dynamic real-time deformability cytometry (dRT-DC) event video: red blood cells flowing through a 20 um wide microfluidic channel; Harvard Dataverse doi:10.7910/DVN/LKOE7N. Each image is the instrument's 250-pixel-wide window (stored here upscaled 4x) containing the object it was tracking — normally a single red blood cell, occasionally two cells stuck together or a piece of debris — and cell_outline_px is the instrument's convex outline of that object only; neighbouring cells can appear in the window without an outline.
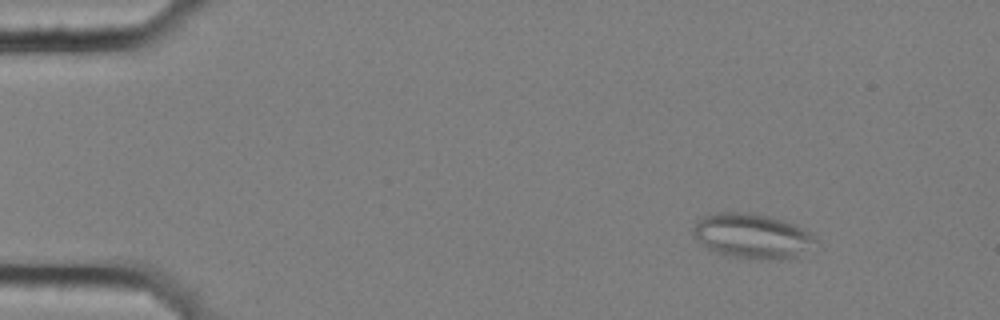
{"species": "common noctule bat (a hibernating species)", "species_latin": "Nyctalus noctula", "temperature_condition": "cold", "stored_images_in_passage": 43, "camera_frame_rate_fps": 3000, "um_per_image_px": 0.085, "animal": {"sex": "female", "body_mass_g": 25.1}, "frame": {"image": 1, "passage_image": 2, "time_ms": 0.333, "image_size_px": [1000, 320], "cell_outline_px": [[816, 240], [796, 256], [768, 260], [756, 260], [732, 256], [716, 252], [700, 244], [692, 236], [692, 228], [696, 220], [704, 216], [716, 212], [748, 212], [768, 216], [784, 220], [796, 224], [812, 232], [816, 236]], "centroid_in_image_um": [63.87, 20.03], "position_along_channel_um": 21.1, "area_um2": 32.08}}
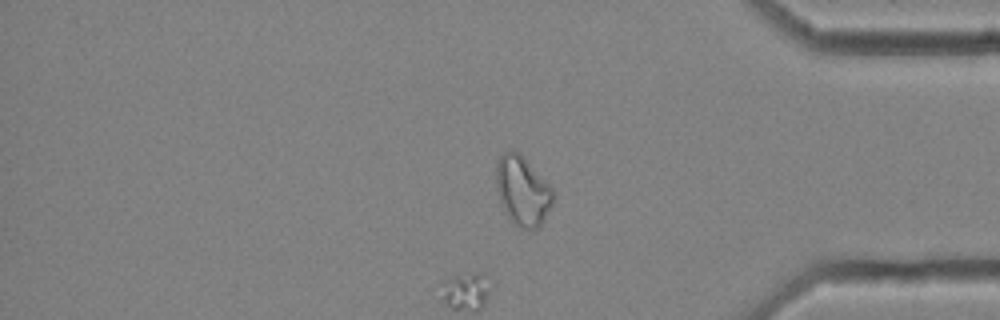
{"frame": {"image": 2, "passage_image": 43, "time_ms": 14.0, "image_size_px": [1000, 320], "cell_outline_px": [[556, 196], [540, 228], [528, 232], [516, 224], [508, 216], [500, 200], [496, 188], [496, 160], [504, 152], [512, 148], [520, 152], [552, 188]], "centroid_in_image_um": [44.43, 16.21], "position_along_channel_um": 390.8, "area_um2": 23.35}}